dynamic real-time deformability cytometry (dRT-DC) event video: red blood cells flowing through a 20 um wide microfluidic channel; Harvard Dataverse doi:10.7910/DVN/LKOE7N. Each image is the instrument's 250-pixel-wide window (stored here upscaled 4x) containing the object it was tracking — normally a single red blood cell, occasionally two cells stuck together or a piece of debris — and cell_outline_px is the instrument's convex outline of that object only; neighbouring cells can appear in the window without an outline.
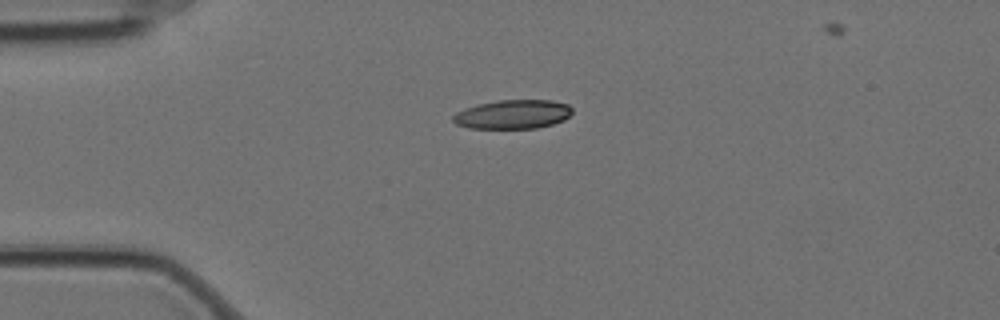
{"species": "Egyptian fruit bat (a non-hibernating species)", "species_latin": "Rousettus aegyptiacus", "temperature_condition": "cold", "stored_images_in_passage": 3, "camera_frame_rate_fps": 3000, "um_per_image_px": 0.085, "animal": {"sex": "female"}, "frame": {"image": 1, "passage_image": 1, "time_ms": 0.0, "image_size_px": [1000, 320], "cell_outline_px": [[572, 112], [564, 120], [552, 124], [536, 128], [468, 128], [456, 124], [452, 120], [452, 116], [456, 112], [464, 108], [476, 104], [496, 100], [552, 100], [568, 104], [572, 108]], "centroid_in_image_um": [43.56, 9.71], "position_along_channel_um": 41.4, "area_um2": 20.29}}
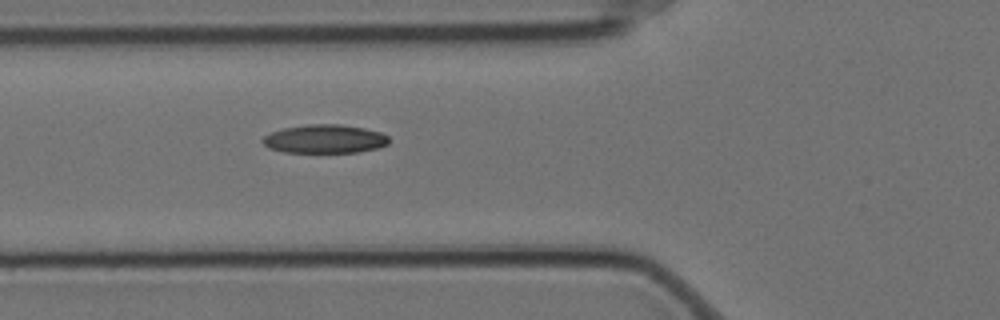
{"frame": {"image": 2, "passage_image": 3, "time_ms": 0.667, "image_size_px": [1000, 320], "cell_outline_px": [[388, 144], [376, 148], [360, 152], [284, 152], [268, 148], [260, 140], [264, 136], [272, 132], [284, 128], [308, 124], [340, 124], [364, 128], [380, 132], [388, 136]], "centroid_in_image_um": [27.59, 11.81], "position_along_channel_um": 98.2, "area_um2": 20.98}}